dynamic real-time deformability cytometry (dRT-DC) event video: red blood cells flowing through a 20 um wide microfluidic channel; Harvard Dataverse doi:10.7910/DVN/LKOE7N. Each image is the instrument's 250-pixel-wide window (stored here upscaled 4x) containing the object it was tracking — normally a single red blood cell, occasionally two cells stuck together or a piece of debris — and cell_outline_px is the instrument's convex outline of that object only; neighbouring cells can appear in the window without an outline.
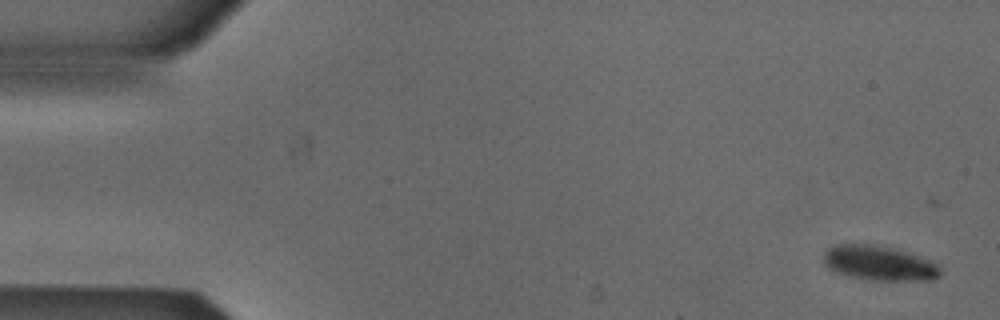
{"species": "Egyptian fruit bat (a non-hibernating species)", "species_latin": "Rousettus aegyptiacus", "temperature_condition": "cold", "stored_images_in_passage": 5, "segment_of_instrument_passage": [1, 2], "camera_frame_rate_fps": 3000, "um_per_image_px": 0.085, "animal": {"sex": "male"}, "frame": {"image": 1, "passage_image": 1, "time_ms": 0.0, "image_size_px": [1000, 320], "cell_outline_px": [[940, 276], [932, 280], [872, 280], [848, 276], [836, 272], [828, 268], [824, 264], [824, 252], [828, 248], [836, 244], [868, 244], [908, 252], [940, 264]], "centroid_in_image_um": [74.73, 22.38], "position_along_channel_um": 10.3, "area_um2": 23.52}}
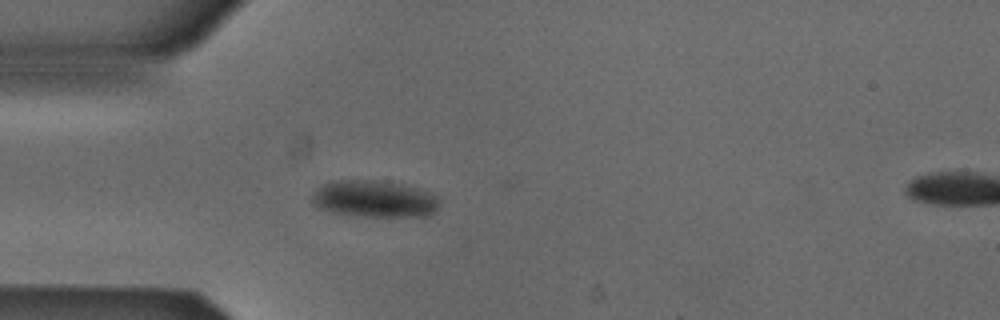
{"frame": {"image": 2, "passage_image": 4, "time_ms": 1.0, "image_size_px": [1000, 320], "cell_outline_px": [[440, 204], [436, 212], [428, 216], [364, 216], [332, 212], [316, 208], [312, 204], [312, 196], [316, 188], [332, 180], [372, 180], [400, 184], [436, 196], [440, 200]], "centroid_in_image_um": [31.77, 16.92], "position_along_channel_um": 53.2, "area_um2": 27.17}}